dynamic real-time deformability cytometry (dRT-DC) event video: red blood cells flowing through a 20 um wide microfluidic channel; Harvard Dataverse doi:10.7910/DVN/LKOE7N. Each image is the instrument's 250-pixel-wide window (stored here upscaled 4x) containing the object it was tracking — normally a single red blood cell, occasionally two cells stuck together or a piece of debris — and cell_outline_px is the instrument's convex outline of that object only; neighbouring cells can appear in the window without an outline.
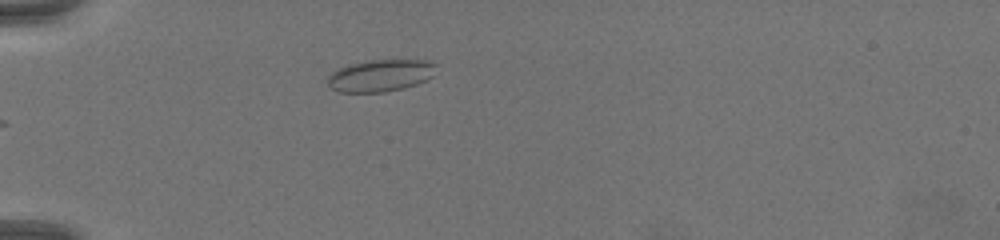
{"species": "common noctule bat (a hibernating species)", "species_latin": "Nyctalus noctula", "temperature_condition": "warm", "stored_images_in_passage": 42, "camera_frame_rate_fps": 3000, "um_per_image_px": 0.085, "animal": {"sex": "female", "body_mass_g": 19.5, "forearm_length_mm": 54.1}, "frame": {"image": 1, "passage_image": 2, "time_ms": 0.333, "image_size_px": [1000, 240], "cell_outline_px": [[436, 64], [432, 76], [416, 84], [404, 88], [384, 92], [340, 92], [332, 88], [328, 84], [328, 76], [336, 68], [364, 60], [428, 60]], "centroid_in_image_um": [32.31, 6.41], "position_along_channel_um": 52.7, "area_um2": 20.23}}
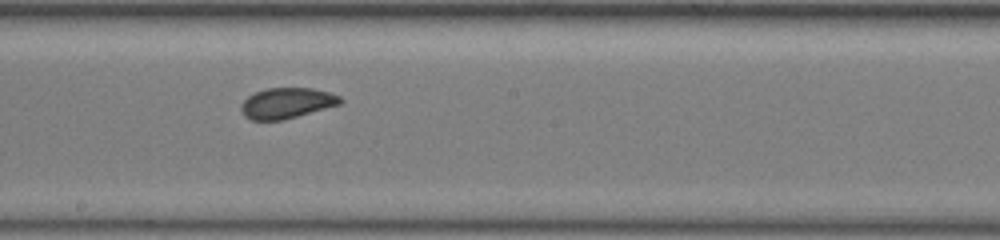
{"frame": {"image": 2, "passage_image": 21, "time_ms": 6.667, "image_size_px": [1000, 240], "cell_outline_px": [[344, 100], [340, 104], [284, 120], [252, 120], [244, 116], [240, 108], [240, 104], [248, 96], [256, 92], [268, 88], [312, 88], [328, 92], [340, 96]], "centroid_in_image_um": [24.36, 8.77], "position_along_channel_um": 223.8, "area_um2": 17.69}}
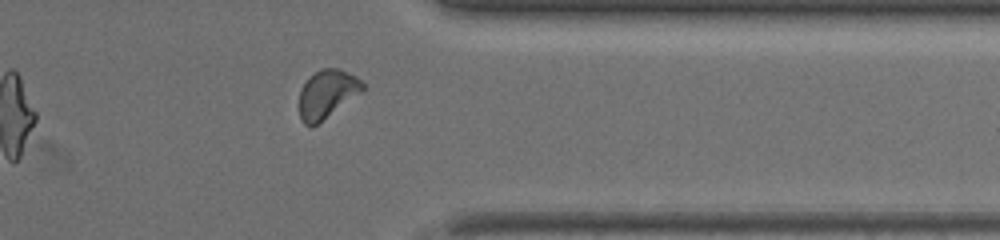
{"frame": {"image": 3, "passage_image": 37, "time_ms": 12.0, "image_size_px": [1000, 240], "cell_outline_px": [[368, 88], [316, 124], [304, 124], [300, 120], [300, 88], [320, 68], [340, 68], [356, 76]], "centroid_in_image_um": [27.84, 7.96], "position_along_channel_um": 383.6, "area_um2": 17.57}}